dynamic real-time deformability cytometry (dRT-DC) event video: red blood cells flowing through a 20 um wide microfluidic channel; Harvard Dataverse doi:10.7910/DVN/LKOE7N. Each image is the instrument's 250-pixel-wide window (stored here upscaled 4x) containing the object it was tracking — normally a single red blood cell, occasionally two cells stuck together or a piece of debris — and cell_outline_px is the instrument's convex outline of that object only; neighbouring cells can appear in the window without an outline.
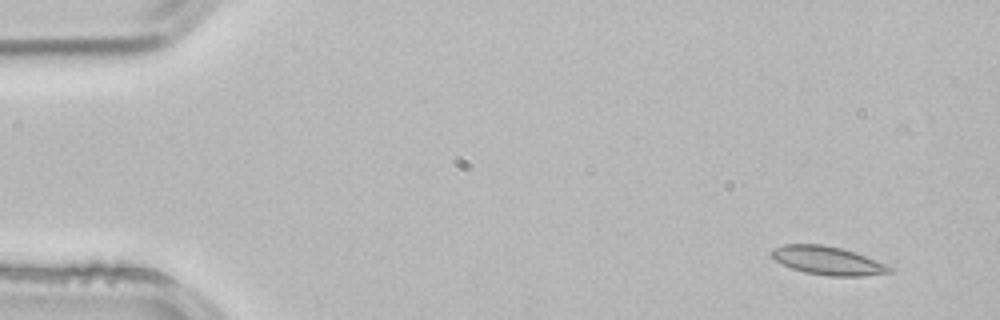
{"species": "common noctule bat (a hibernating species)", "species_latin": "Nyctalus noctula", "temperature_condition": "room temperature", "stored_images_in_passage": 3, "camera_frame_rate_fps": 3000, "um_per_image_px": 0.085, "animal": {"sex": "male", "body_mass_g": 21.5, "forearm_length_mm": 52.0}, "frame": {"image": 1, "passage_image": 1, "time_ms": 0.0, "image_size_px": [1000, 320], "cell_outline_px": [[892, 272], [864, 276], [828, 276], [804, 272], [792, 268], [776, 260], [768, 252], [772, 248], [784, 244], [820, 244], [840, 248], [864, 256], [884, 264], [892, 268]], "centroid_in_image_um": [70.3, 22.15], "position_along_channel_um": 14.7, "area_um2": 19.25}}